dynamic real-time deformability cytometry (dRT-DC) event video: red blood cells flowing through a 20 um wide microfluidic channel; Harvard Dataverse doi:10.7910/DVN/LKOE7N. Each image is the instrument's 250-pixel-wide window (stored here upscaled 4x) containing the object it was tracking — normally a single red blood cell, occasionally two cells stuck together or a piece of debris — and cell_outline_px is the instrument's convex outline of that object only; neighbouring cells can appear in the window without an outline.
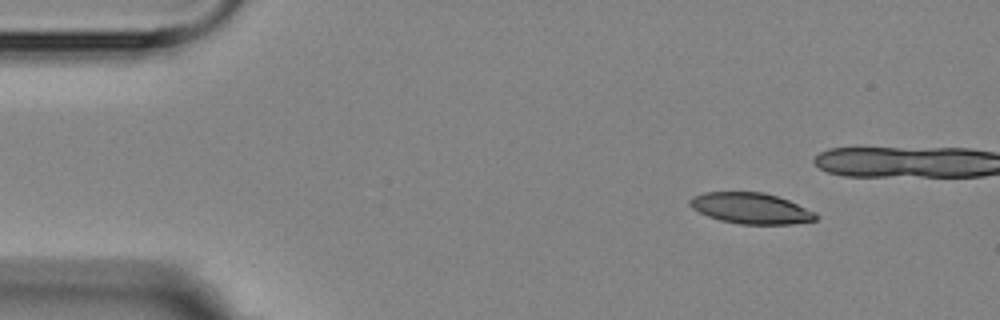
{"species": "Egyptian fruit bat (a non-hibernating species)", "species_latin": "Rousettus aegyptiacus", "temperature_condition": "room temperature", "stored_images_in_passage": 11, "camera_frame_rate_fps": 3000, "um_per_image_px": 0.085, "animal": {"sex": "female"}, "frame": {"image": 1, "passage_image": 1, "time_ms": 0.0, "image_size_px": [1000, 320], "cell_outline_px": [[820, 216], [816, 220], [792, 224], [740, 224], [720, 220], [708, 216], [692, 208], [688, 204], [688, 200], [692, 196], [704, 192], [764, 192], [788, 200], [816, 212]], "centroid_in_image_um": [63.83, 17.7], "position_along_channel_um": 21.2, "area_um2": 22.77}}